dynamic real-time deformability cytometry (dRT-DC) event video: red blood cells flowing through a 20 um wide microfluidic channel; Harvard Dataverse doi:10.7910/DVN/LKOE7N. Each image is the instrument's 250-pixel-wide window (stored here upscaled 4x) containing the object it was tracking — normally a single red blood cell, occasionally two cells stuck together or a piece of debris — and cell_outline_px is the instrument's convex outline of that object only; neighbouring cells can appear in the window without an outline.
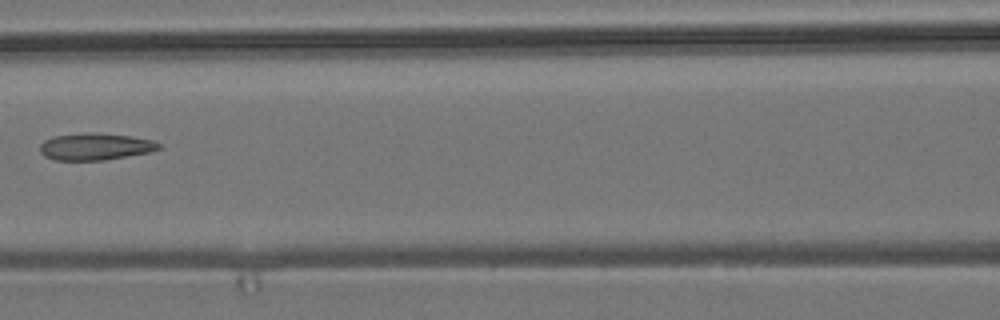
{"species": "common noctule bat (a hibernating species)", "species_latin": "Nyctalus noctula", "temperature_condition": "room temperature", "stored_images_in_passage": 6, "camera_frame_rate_fps": 3000, "um_per_image_px": 0.085, "animal": {"sex": "male", "body_mass_g": 19.2, "forearm_length_mm": 51.8}, "frame": {"image": 1, "passage_image": 6, "time_ms": 1.667, "image_size_px": [1000, 320], "cell_outline_px": [[160, 148], [148, 152], [104, 160], [56, 160], [44, 156], [40, 152], [40, 144], [44, 140], [52, 136], [84, 132], [92, 132], [132, 136], [152, 140], [160, 144]], "centroid_in_image_um": [8.05, 12.45], "position_along_channel_um": 158.6, "area_um2": 18.67}}